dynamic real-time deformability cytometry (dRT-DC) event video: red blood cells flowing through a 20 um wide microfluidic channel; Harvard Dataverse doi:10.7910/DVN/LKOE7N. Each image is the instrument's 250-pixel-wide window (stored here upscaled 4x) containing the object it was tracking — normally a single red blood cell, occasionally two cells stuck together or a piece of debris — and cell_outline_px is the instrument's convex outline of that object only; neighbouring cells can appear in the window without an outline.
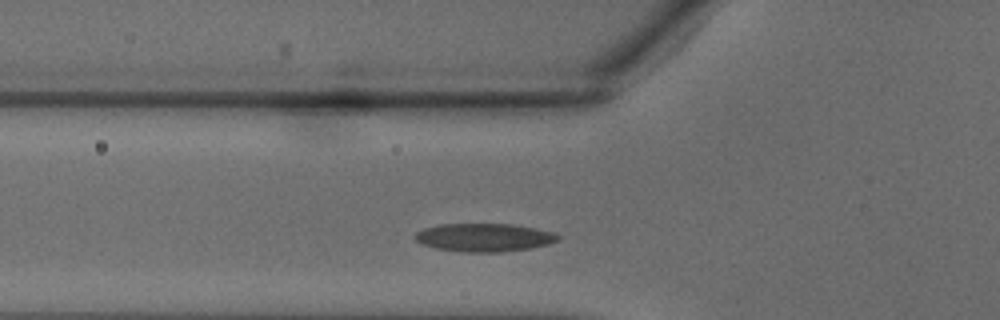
{"species": "common noctule bat (a hibernating species)", "species_latin": "Nyctalus noctula", "temperature_condition": "warm", "stored_images_in_passage": 22, "camera_frame_rate_fps": 3000, "um_per_image_px": 0.085, "animal": {"sex": "male", "body_mass_g": 18.8}, "frame": {"image": 1, "passage_image": 4, "time_ms": 1.0, "image_size_px": [1000, 320], "cell_outline_px": [[560, 240], [548, 244], [532, 248], [500, 252], [460, 252], [436, 248], [420, 244], [412, 236], [416, 232], [424, 228], [440, 224], [512, 224], [536, 228], [552, 232], [560, 236]], "centroid_in_image_um": [41.14, 20.19], "position_along_channel_um": 84.7, "area_um2": 23.7}}
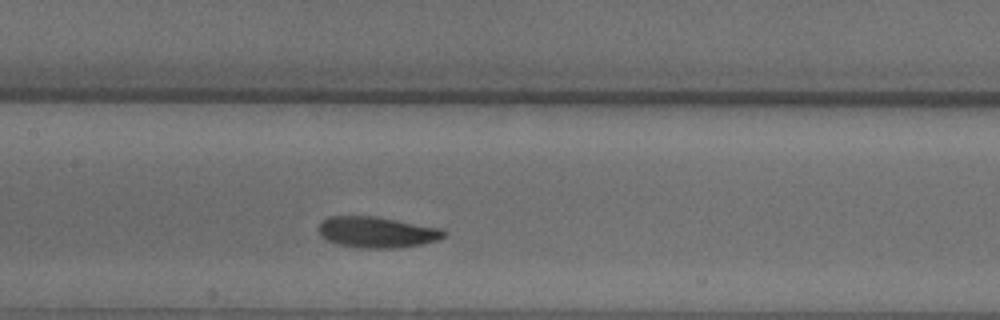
{"frame": {"image": 2, "passage_image": 9, "time_ms": 2.667, "image_size_px": [1000, 320], "cell_outline_px": [[448, 232], [444, 236], [436, 240], [424, 244], [400, 248], [364, 248], [340, 244], [328, 240], [320, 236], [316, 228], [320, 220], [328, 216], [376, 216], [444, 228]], "centroid_in_image_um": [32.04, 19.72], "position_along_channel_um": 175.4, "area_um2": 23.06}}
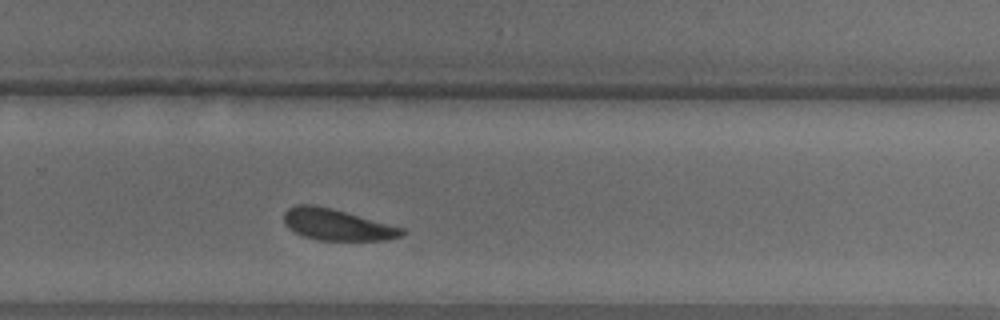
{"frame": {"image": 3, "passage_image": 16, "time_ms": 5.0, "image_size_px": [1000, 320], "cell_outline_px": [[408, 232], [404, 236], [384, 240], [316, 240], [292, 232], [284, 224], [284, 212], [288, 208], [296, 204], [312, 204], [332, 208], [404, 228]], "centroid_in_image_um": [28.64, 19.1], "position_along_channel_um": 301.2, "area_um2": 21.79}}